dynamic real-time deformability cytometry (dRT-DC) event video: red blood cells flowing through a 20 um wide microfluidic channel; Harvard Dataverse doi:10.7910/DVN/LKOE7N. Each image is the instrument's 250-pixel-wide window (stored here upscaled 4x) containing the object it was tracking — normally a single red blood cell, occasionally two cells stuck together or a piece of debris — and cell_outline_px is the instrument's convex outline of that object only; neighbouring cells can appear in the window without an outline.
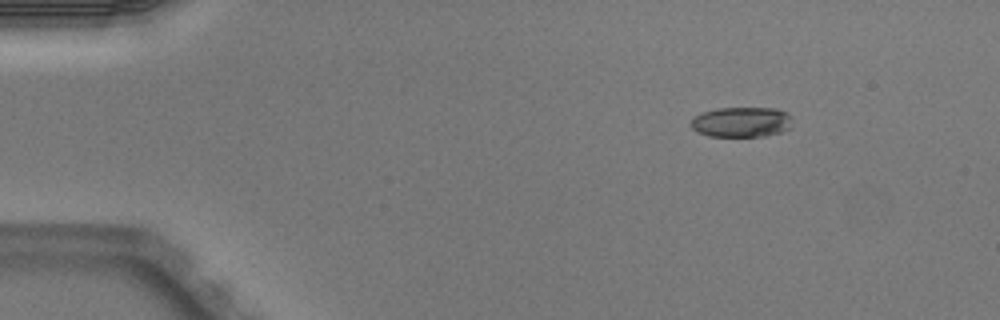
{"species": "Egyptian fruit bat (a non-hibernating species)", "species_latin": "Rousettus aegyptiacus", "temperature_condition": "warm", "stored_images_in_passage": 4, "camera_frame_rate_fps": 3000, "um_per_image_px": 0.085, "animal": {"sex": "male"}, "frame": {"image": 1, "passage_image": 2, "time_ms": 0.333, "image_size_px": [1000, 320], "cell_outline_px": [[792, 128], [780, 132], [764, 136], [708, 136], [696, 132], [688, 124], [692, 116], [700, 112], [716, 108], [776, 108], [788, 112]], "centroid_in_image_um": [62.96, 10.36], "position_along_channel_um": 22.0, "area_um2": 18.21}}